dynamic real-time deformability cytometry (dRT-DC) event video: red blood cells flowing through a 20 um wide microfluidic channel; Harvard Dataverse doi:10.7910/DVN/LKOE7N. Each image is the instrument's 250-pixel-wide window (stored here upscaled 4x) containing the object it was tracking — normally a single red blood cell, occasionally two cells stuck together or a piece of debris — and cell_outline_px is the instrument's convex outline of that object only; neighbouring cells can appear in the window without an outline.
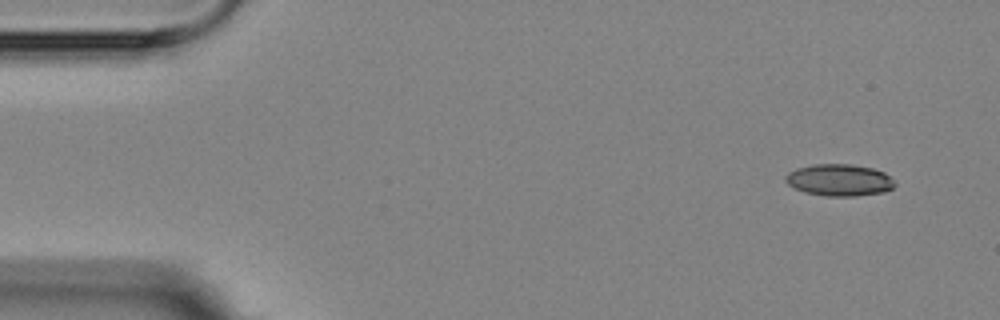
{"species": "Egyptian fruit bat (a non-hibernating species)", "species_latin": "Rousettus aegyptiacus", "temperature_condition": "room temperature", "stored_images_in_passage": 4, "camera_frame_rate_fps": 3000, "um_per_image_px": 0.085, "animal": {"sex": "female"}, "frame": {"image": 1, "passage_image": 4, "time_ms": 4.333, "image_size_px": [1000, 320], "cell_outline_px": [[896, 184], [892, 188], [884, 192], [856, 196], [824, 196], [804, 192], [788, 184], [784, 180], [784, 176], [788, 172], [796, 168], [812, 164], [852, 164], [872, 168], [884, 172]], "centroid_in_image_um": [71.31, 15.3], "position_along_channel_um": 13.7, "area_um2": 20.35}}